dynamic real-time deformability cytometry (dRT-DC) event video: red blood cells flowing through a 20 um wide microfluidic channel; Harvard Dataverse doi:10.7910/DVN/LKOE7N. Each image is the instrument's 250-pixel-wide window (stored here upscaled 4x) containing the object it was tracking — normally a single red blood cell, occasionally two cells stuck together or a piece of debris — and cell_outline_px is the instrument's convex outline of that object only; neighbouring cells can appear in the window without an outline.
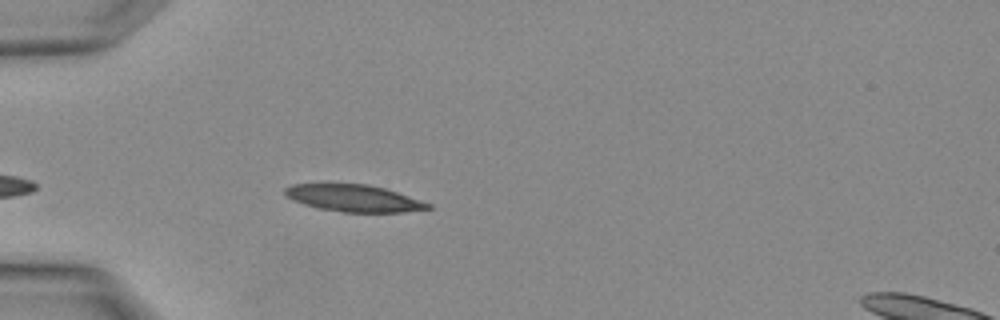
{"species": "Egyptian fruit bat (a non-hibernating species)", "species_latin": "Rousettus aegyptiacus", "temperature_condition": "warm", "stored_images_in_passage": 3, "camera_frame_rate_fps": 3000, "um_per_image_px": 0.085, "animal": {"sex": "female"}, "frame": {"image": 1, "passage_image": 3, "time_ms": 0.667, "image_size_px": [1000, 320], "cell_outline_px": [[432, 208], [404, 212], [344, 212], [320, 208], [304, 204], [284, 196], [284, 188], [292, 184], [368, 184], [384, 188], [432, 204]], "centroid_in_image_um": [30.06, 16.84], "position_along_channel_um": 54.9, "area_um2": 22.25}}